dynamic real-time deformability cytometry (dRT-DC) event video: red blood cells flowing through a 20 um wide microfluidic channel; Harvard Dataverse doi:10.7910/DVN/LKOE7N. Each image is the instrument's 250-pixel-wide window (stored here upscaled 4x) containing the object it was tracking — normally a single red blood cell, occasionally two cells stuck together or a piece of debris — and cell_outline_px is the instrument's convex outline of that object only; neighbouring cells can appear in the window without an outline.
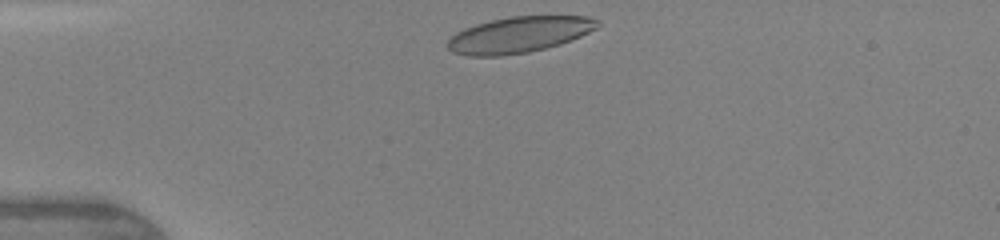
{"species": "human", "species_latin": "Homo sapiens", "temperature_condition": "warm", "stored_images_in_passage": 30, "camera_frame_rate_fps": 3000, "um_per_image_px": 0.085, "donor": {"sex": "female"}, "frame": {"image": 1, "passage_image": 1, "time_ms": 0.0, "image_size_px": [1000, 240], "cell_outline_px": [[600, 24], [596, 28], [580, 36], [560, 44], [528, 52], [500, 56], [468, 56], [452, 52], [448, 48], [448, 40], [456, 32], [464, 28], [476, 24], [492, 20], [512, 16], [588, 16], [600, 20]], "centroid_in_image_um": [44.11, 2.95], "position_along_channel_um": 40.9, "area_um2": 31.33}}
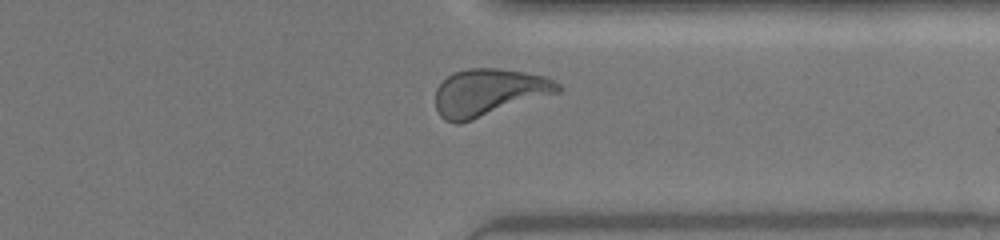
{"frame": {"image": 2, "passage_image": 26, "time_ms": 8.333, "image_size_px": [1000, 240], "cell_outline_px": [[560, 92], [460, 124], [452, 124], [444, 120], [440, 116], [436, 108], [436, 88], [452, 72], [468, 68], [496, 68], [524, 72], [548, 76], [560, 84]], "centroid_in_image_um": [41.54, 7.86], "position_along_channel_um": 369.9, "area_um2": 33.87}}
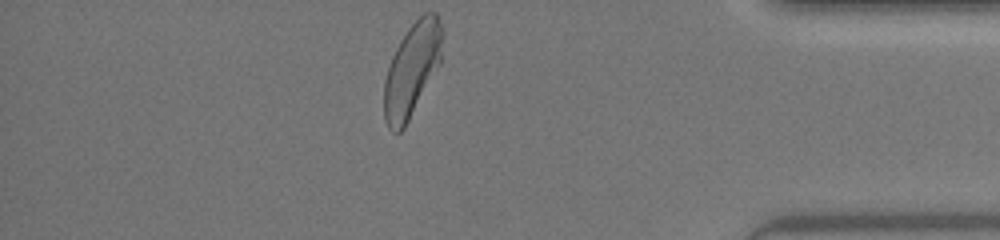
{"frame": {"image": 3, "passage_image": 30, "time_ms": 9.667, "image_size_px": [1000, 240], "cell_outline_px": [[444, 32], [440, 64], [404, 128], [400, 132], [392, 132], [388, 128], [384, 120], [384, 80], [392, 56], [400, 40], [408, 28], [424, 12], [436, 12], [444, 28]], "centroid_in_image_um": [35.03, 5.9], "position_along_channel_um": 400.2, "area_um2": 31.91}, "authors_computed_cell_mechanics": {"area_um2": 32.3391, "velocity_mm_per_s": 4.381, "shape_relaxation_time_tau1_ms": 3.9831, "shape_relaxation_time_tau2_ms": 0.6748, "deformation_change_tau1": 0.1797, "deformation_change_tau2": 0.0869}}